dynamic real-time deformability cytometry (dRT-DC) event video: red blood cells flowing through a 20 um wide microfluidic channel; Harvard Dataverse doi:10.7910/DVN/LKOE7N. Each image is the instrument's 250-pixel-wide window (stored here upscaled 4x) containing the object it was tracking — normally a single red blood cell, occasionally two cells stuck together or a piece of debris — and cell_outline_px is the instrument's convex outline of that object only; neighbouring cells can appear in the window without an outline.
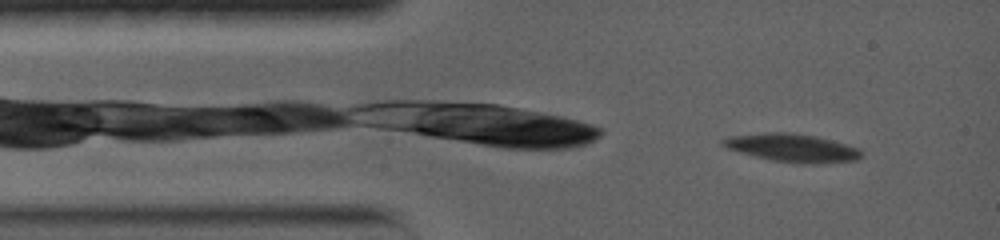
{"species": "common noctule bat (a hibernating species)", "species_latin": "Nyctalus noctula", "temperature_condition": "warm", "stored_images_in_passage": 11, "camera_frame_rate_fps": 5000, "um_per_image_px": 0.085, "animal": {"sex": "female", "body_mass_g": 19.0, "forearm_length_mm": 56.7}, "frame": {"image": 1, "passage_image": 4, "time_ms": 1.0, "image_size_px": [1000, 240], "cell_outline_px": [[860, 156], [856, 160], [812, 164], [800, 164], [772, 160], [740, 152], [728, 148], [720, 144], [720, 140], [728, 136], [764, 132], [788, 132], [816, 136], [832, 140], [860, 148]], "centroid_in_image_um": [67.31, 12.56], "position_along_channel_um": 17.7, "area_um2": 22.66}}